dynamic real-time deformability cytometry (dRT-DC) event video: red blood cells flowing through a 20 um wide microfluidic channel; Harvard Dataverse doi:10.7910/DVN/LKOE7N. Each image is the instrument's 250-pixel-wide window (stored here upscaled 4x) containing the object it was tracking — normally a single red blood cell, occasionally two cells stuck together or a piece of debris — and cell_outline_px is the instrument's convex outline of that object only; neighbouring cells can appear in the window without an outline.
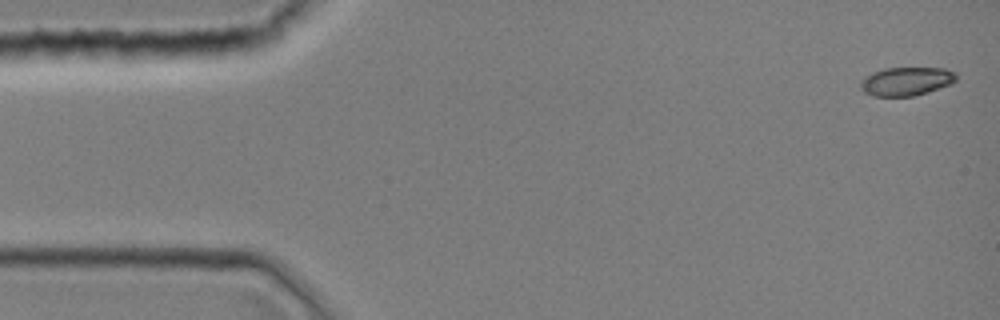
{"species": "common noctule bat (a hibernating species)", "species_latin": "Nyctalus noctula", "temperature_condition": "room temperature", "stored_images_in_passage": 43, "camera_frame_rate_fps": 3000, "um_per_image_px": 0.085, "animal": {"sex": "female", "body_mass_g": 19.0, "forearm_length_mm": 51.5}, "frame": {"image": 1, "passage_image": 1, "time_ms": 0.0, "image_size_px": [1000, 320], "cell_outline_px": [[956, 80], [952, 84], [928, 92], [912, 96], [872, 96], [864, 92], [860, 88], [860, 80], [864, 76], [872, 72], [884, 68], [944, 68], [956, 72]], "centroid_in_image_um": [77.02, 6.91], "position_along_channel_um": 8.0, "area_um2": 16.13}}
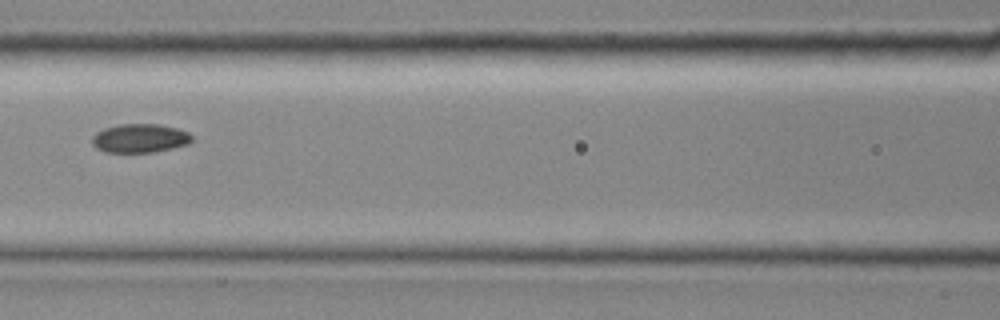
{"frame": {"image": 2, "passage_image": 19, "time_ms": 6.0, "image_size_px": [1000, 320], "cell_outline_px": [[192, 140], [188, 144], [172, 148], [152, 152], [104, 152], [96, 148], [92, 144], [92, 136], [96, 132], [104, 128], [120, 124], [160, 124], [176, 128], [188, 132], [192, 136]], "centroid_in_image_um": [11.87, 11.75], "position_along_channel_um": 154.7, "area_um2": 16.76}}
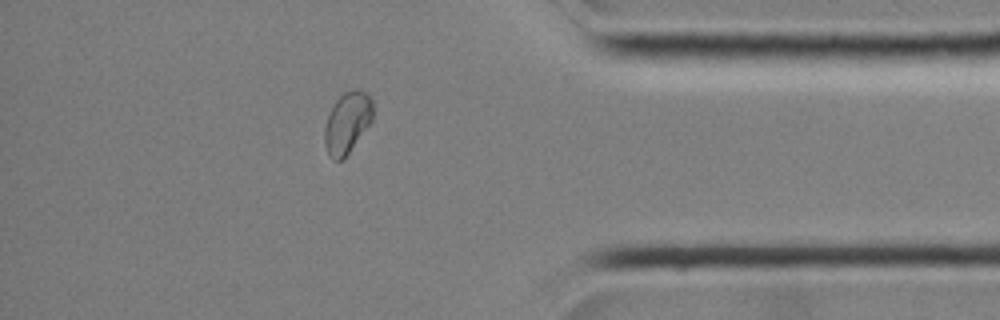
{"frame": {"image": 3, "passage_image": 37, "time_ms": 12.0, "image_size_px": [1000, 320], "cell_outline_px": [[372, 120], [344, 160], [332, 160], [324, 144], [324, 128], [328, 116], [336, 100], [344, 92], [352, 88], [356, 88], [368, 92], [372, 100]], "centroid_in_image_um": [29.52, 10.41], "position_along_channel_um": 405.7, "area_um2": 17.34}}